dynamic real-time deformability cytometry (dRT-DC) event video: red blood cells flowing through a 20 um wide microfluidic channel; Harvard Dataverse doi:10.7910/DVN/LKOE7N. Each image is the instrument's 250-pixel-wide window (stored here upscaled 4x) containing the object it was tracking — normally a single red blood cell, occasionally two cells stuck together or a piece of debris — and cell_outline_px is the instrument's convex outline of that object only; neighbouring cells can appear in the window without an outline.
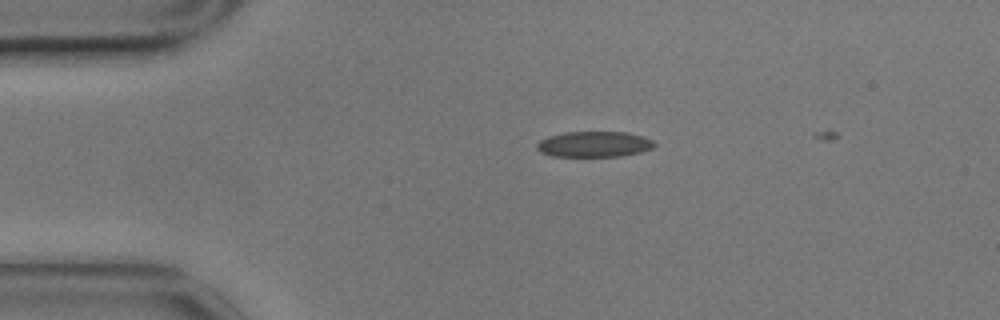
{"species": "common noctule bat (a hibernating species)", "species_latin": "Nyctalus noctula", "temperature_condition": "cold", "stored_images_in_passage": 4, "camera_frame_rate_fps": 3000, "um_per_image_px": 0.085, "animal": {"sex": "male", "body_mass_g": 17.9}, "frame": {"image": 1, "passage_image": 3, "time_ms": 0.667, "image_size_px": [1000, 320], "cell_outline_px": [[656, 144], [652, 148], [640, 152], [620, 156], [552, 156], [540, 152], [536, 148], [536, 144], [540, 140], [548, 136], [564, 132], [624, 132], [644, 136], [652, 140]], "centroid_in_image_um": [50.48, 12.25], "position_along_channel_um": 34.5, "area_um2": 17.57}}